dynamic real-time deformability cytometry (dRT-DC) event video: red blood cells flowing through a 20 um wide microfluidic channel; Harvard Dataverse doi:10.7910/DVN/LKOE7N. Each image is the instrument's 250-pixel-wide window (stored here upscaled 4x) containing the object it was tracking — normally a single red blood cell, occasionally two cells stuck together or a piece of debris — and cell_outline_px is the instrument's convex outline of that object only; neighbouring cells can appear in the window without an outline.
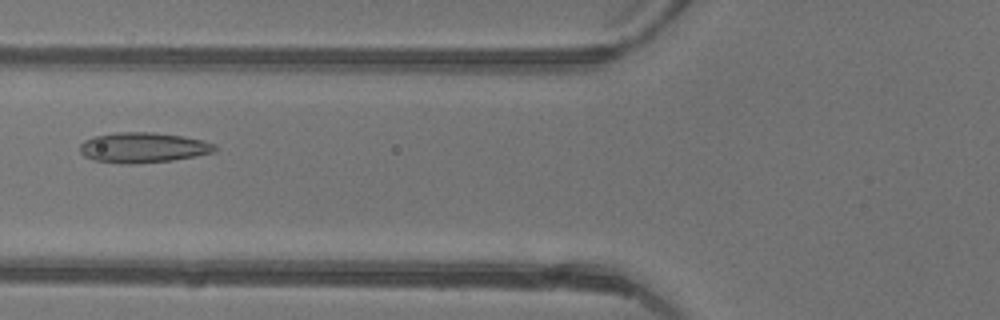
{"species": "common noctule bat (a hibernating species)", "species_latin": "Nyctalus noctula", "temperature_condition": "warm", "stored_images_in_passage": 32, "camera_frame_rate_fps": 3000, "um_per_image_px": 0.085, "animal": {"sex": "female"}, "frame": {"image": 1, "passage_image": 11, "time_ms": 3.333, "image_size_px": [1000, 320], "cell_outline_px": [[216, 152], [196, 156], [172, 160], [132, 164], [128, 164], [96, 160], [84, 156], [80, 152], [80, 144], [84, 140], [96, 136], [116, 132], [152, 132], [180, 136], [204, 140], [216, 144]], "centroid_in_image_um": [12.19, 12.54], "position_along_channel_um": 113.6, "area_um2": 23.7}}
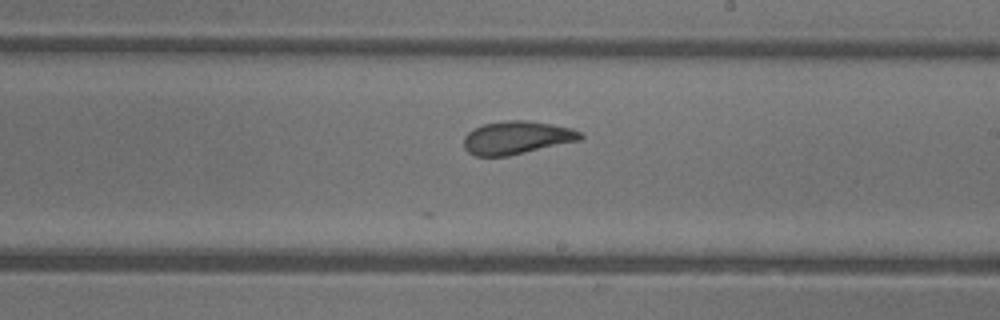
{"frame": {"image": 2, "passage_image": 20, "time_ms": 6.333, "image_size_px": [1000, 320], "cell_outline_px": [[584, 136], [580, 140], [508, 156], [476, 156], [468, 152], [464, 148], [464, 136], [472, 128], [484, 124], [508, 120], [528, 120], [552, 124], [572, 128], [580, 132]], "centroid_in_image_um": [43.91, 11.69], "position_along_channel_um": 245.1, "area_um2": 22.48}}
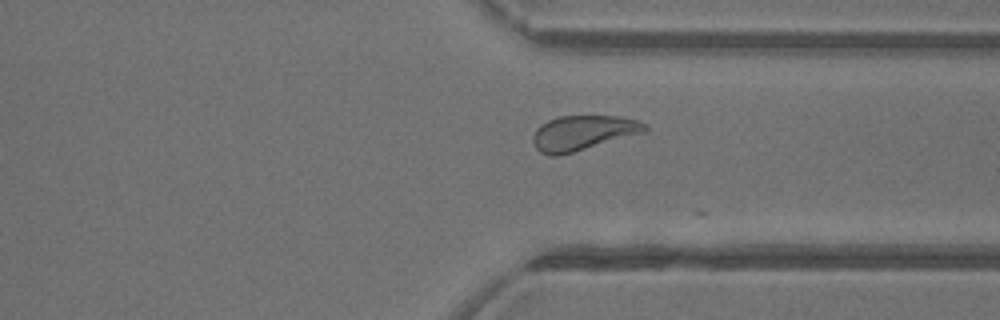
{"frame": {"image": 3, "passage_image": 28, "time_ms": 9.0, "image_size_px": [1000, 320], "cell_outline_px": [[648, 128], [644, 132], [572, 152], [556, 156], [552, 156], [540, 152], [536, 148], [532, 140], [532, 136], [536, 128], [540, 124], [548, 120], [560, 116], [620, 116], [636, 120], [644, 124]], "centroid_in_image_um": [49.49, 11.28], "position_along_channel_um": 361.9, "area_um2": 22.43}}